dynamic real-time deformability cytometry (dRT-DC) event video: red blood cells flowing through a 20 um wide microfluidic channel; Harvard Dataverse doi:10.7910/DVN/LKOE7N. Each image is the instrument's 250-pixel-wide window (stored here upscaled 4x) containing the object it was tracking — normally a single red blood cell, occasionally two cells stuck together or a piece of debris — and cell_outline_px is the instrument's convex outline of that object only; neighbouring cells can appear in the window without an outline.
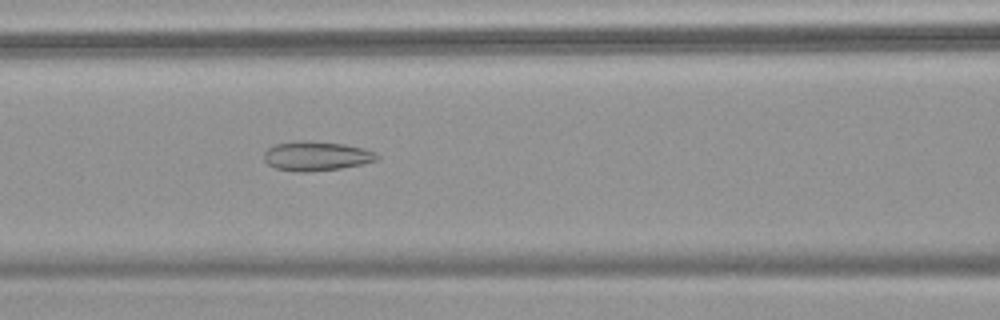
{"species": "common noctule bat (a hibernating species)", "species_latin": "Nyctalus noctula", "temperature_condition": "warm", "stored_images_in_passage": 55, "camera_frame_rate_fps": 3000, "um_per_image_px": 0.085, "animal": {"sex": "female", "body_mass_g": 18.4}, "frame": {"image": 1, "passage_image": 25, "time_ms": 8.0, "image_size_px": [1000, 320], "cell_outline_px": [[380, 156], [376, 160], [364, 164], [340, 168], [304, 172], [300, 172], [276, 168], [268, 164], [264, 160], [264, 152], [272, 144], [292, 140], [304, 140], [344, 144], [364, 148], [376, 152]], "centroid_in_image_um": [26.87, 13.24], "position_along_channel_um": 139.7, "area_um2": 19.54}}
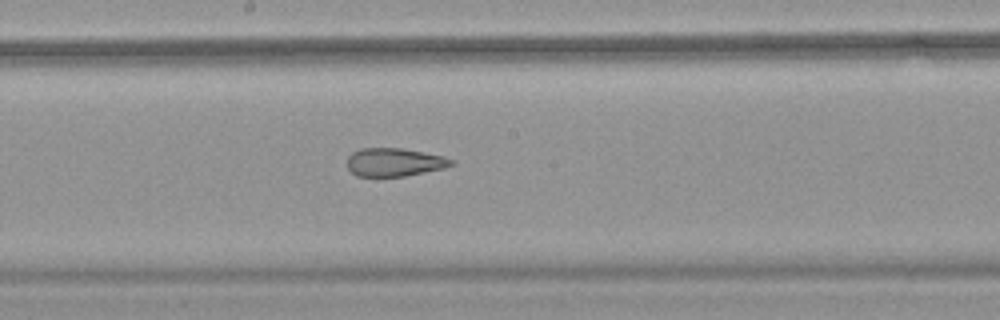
{"frame": {"image": 2, "passage_image": 31, "time_ms": 10.0, "image_size_px": [1000, 320], "cell_outline_px": [[456, 164], [444, 168], [404, 176], [356, 176], [348, 168], [348, 156], [352, 152], [360, 148], [404, 148], [444, 156], [456, 160]], "centroid_in_image_um": [33.56, 13.77], "position_along_channel_um": 214.6, "area_um2": 17.28}}
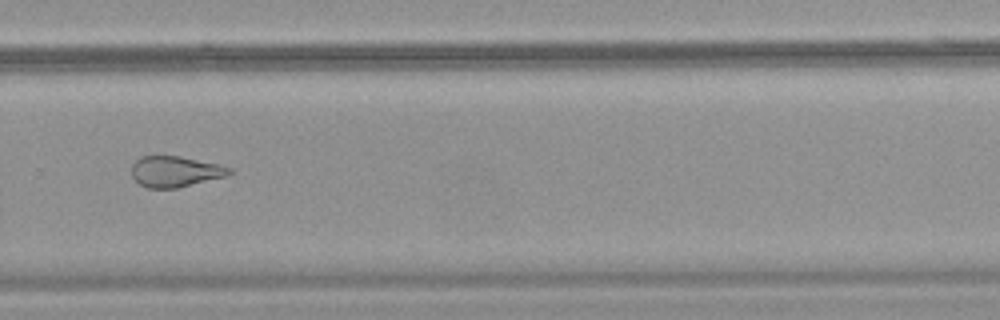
{"frame": {"image": 3, "passage_image": 39, "time_ms": 12.667, "image_size_px": [1000, 320], "cell_outline_px": [[232, 172], [228, 176], [180, 188], [148, 188], [140, 184], [132, 176], [132, 164], [140, 156], [180, 156], [220, 164], [232, 168]], "centroid_in_image_um": [14.94, 14.58], "position_along_channel_um": 314.9, "area_um2": 17.8}, "authors_computed_cell_mechanics": {"area_um2": 23.2934, "velocity_mm_per_s": 3.7695, "shape_relaxation_time_tau1_ms": null, "shape_relaxation_time_tau2_ms": 2.2097, "deformation_change_tau1": null, "deformation_change_tau2": 0.1039}}